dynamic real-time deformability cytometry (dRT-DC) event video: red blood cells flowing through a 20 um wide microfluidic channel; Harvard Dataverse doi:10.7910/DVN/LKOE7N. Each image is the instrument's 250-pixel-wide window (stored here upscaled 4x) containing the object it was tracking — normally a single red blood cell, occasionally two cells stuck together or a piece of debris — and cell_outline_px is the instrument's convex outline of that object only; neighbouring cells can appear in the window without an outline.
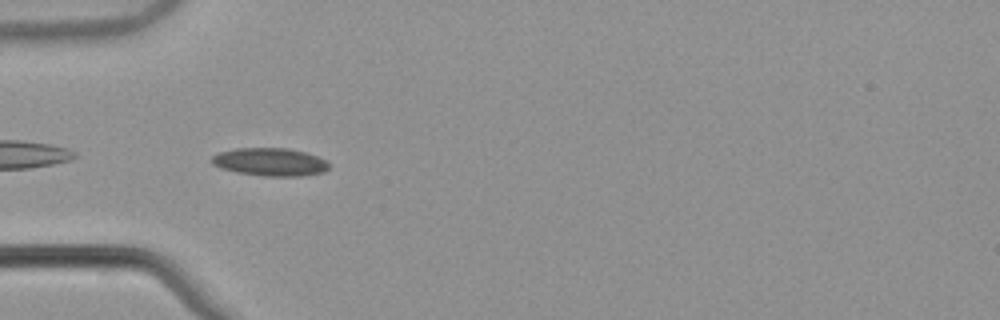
{"species": "common noctule bat (a hibernating species)", "species_latin": "Nyctalus noctula", "temperature_condition": "warm", "stored_images_in_passage": 32, "camera_frame_rate_fps": 3000, "um_per_image_px": 0.085, "animal": {"sex": "male", "body_mass_g": 21.5, "forearm_length_mm": 52.0}, "frame": {"image": 1, "passage_image": 2, "time_ms": 0.333, "image_size_px": [1000, 320], "cell_outline_px": [[328, 168], [324, 172], [300, 176], [264, 176], [236, 172], [220, 168], [212, 164], [212, 156], [220, 152], [236, 148], [288, 148], [304, 152], [316, 156], [324, 160], [328, 164]], "centroid_in_image_um": [22.93, 13.77], "position_along_channel_um": 62.1, "area_um2": 18.96}}
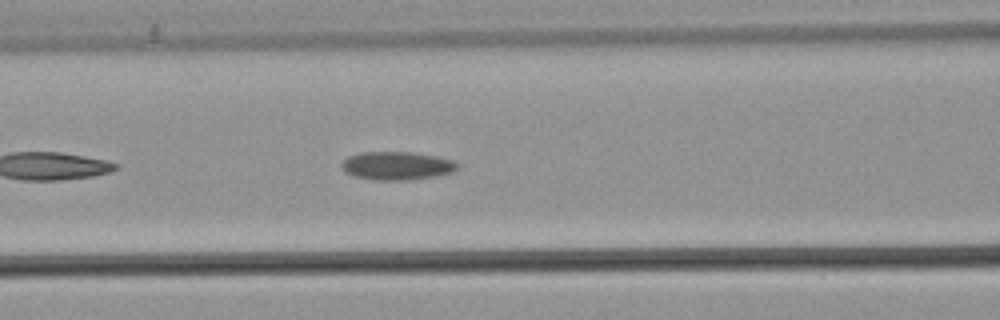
{"frame": {"image": 2, "passage_image": 8, "time_ms": 2.333, "image_size_px": [1000, 320], "cell_outline_px": [[456, 168], [452, 172], [436, 176], [412, 180], [376, 180], [356, 176], [344, 172], [340, 168], [340, 164], [348, 156], [360, 152], [412, 152], [436, 156], [452, 160], [456, 164]], "centroid_in_image_um": [33.68, 14.09], "position_along_channel_um": 132.9, "area_um2": 19.07}}
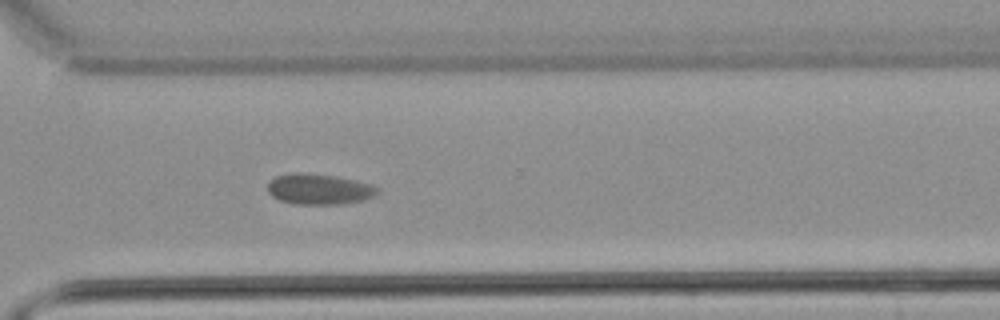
{"frame": {"image": 3, "passage_image": 25, "time_ms": 8.0, "image_size_px": [1000, 320], "cell_outline_px": [[380, 192], [376, 196], [364, 200], [344, 204], [296, 204], [280, 200], [272, 196], [268, 192], [268, 180], [272, 176], [296, 172], [300, 172], [336, 176], [356, 180], [372, 184], [380, 188]], "centroid_in_image_um": [27.15, 16.07], "position_along_channel_um": 343.5, "area_um2": 20.06}, "authors_computed_cell_mechanics": {"area_um2": 19.1318, "velocity_mm_per_s": 3.7127, "shape_relaxation_time_tau1_ms": 4.6628, "shape_relaxation_time_tau2_ms": 1.8458, "deformation_change_tau1": 0.0641, "deformation_change_tau2": 0.0331}}